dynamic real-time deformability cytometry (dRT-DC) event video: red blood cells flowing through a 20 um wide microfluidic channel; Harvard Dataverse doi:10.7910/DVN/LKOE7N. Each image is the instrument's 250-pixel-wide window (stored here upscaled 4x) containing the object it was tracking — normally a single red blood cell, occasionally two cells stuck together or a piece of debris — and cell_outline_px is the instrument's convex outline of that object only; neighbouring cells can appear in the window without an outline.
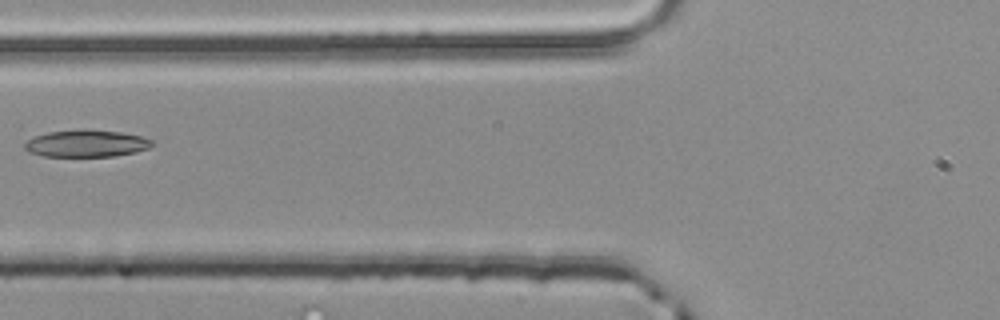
{"species": "common noctule bat (a hibernating species)", "species_latin": "Nyctalus noctula", "temperature_condition": "room temperature", "stored_images_in_passage": 5, "camera_frame_rate_fps": 3000, "um_per_image_px": 0.085, "animal": {"sex": "male", "body_mass_g": 20.4}, "frame": {"image": 1, "passage_image": 5, "time_ms": 1.333, "image_size_px": [1000, 320], "cell_outline_px": [[152, 144], [148, 148], [136, 152], [116, 156], [44, 156], [28, 152], [24, 148], [24, 144], [32, 136], [48, 132], [120, 132], [140, 136], [152, 140]], "centroid_in_image_um": [7.31, 12.24], "position_along_channel_um": 118.5, "area_um2": 19.19}}